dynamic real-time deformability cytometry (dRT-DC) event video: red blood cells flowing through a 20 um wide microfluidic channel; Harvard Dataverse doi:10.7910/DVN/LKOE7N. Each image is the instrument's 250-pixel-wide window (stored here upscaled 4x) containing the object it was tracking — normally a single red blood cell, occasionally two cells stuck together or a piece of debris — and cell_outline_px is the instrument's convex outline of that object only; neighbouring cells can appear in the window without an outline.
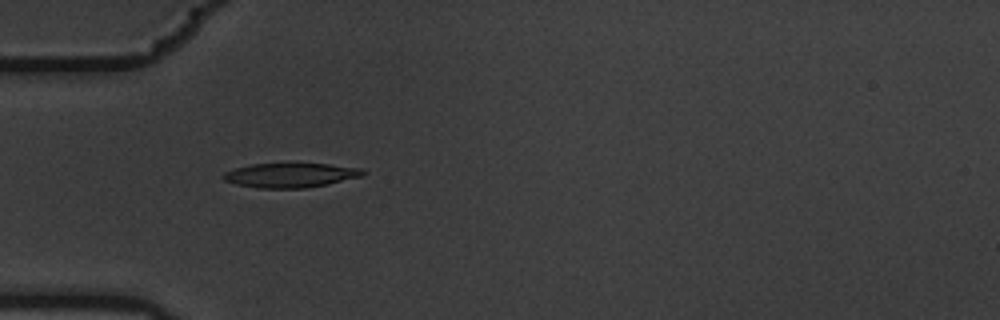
{"species": "common noctule bat (a hibernating species)", "species_latin": "Nyctalus noctula", "temperature_condition": "warm", "stored_images_in_passage": 7, "camera_frame_rate_fps": 3000, "um_per_image_px": 0.085, "animal": {"sex": "male", "body_mass_g": 19.5, "forearm_length_mm": 54.6}, "frame": {"image": 1, "passage_image": 5, "time_ms": 1.333, "image_size_px": [1000, 320], "cell_outline_px": [[368, 172], [364, 176], [328, 184], [304, 188], [256, 188], [236, 184], [224, 180], [220, 176], [224, 172], [236, 168], [252, 164], [288, 160], [328, 164], [364, 168]], "centroid_in_image_um": [24.73, 14.84], "position_along_channel_um": 60.3, "area_um2": 21.1}}
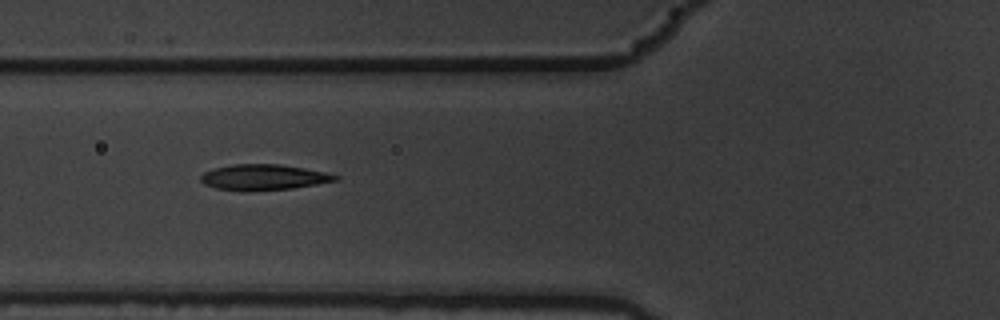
{"frame": {"image": 2, "passage_image": 6, "time_ms": 1.667, "image_size_px": [1000, 320], "cell_outline_px": [[340, 180], [292, 188], [248, 192], [244, 192], [216, 188], [204, 184], [200, 180], [200, 176], [204, 172], [212, 168], [232, 164], [280, 164], [304, 168], [324, 172], [340, 176]], "centroid_in_image_um": [22.37, 15.07], "position_along_channel_um": 103.4, "area_um2": 20.4}}
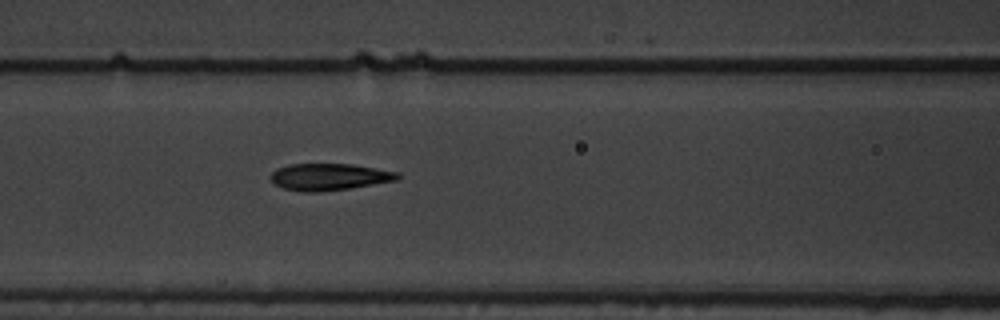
{"frame": {"image": 3, "passage_image": 7, "time_ms": 2.0, "image_size_px": [1000, 320], "cell_outline_px": [[400, 180], [348, 188], [316, 192], [304, 192], [284, 188], [276, 184], [268, 176], [276, 168], [288, 164], [352, 164], [400, 172]], "centroid_in_image_um": [28.0, 15.02], "position_along_channel_um": 138.6, "area_um2": 19.88}}